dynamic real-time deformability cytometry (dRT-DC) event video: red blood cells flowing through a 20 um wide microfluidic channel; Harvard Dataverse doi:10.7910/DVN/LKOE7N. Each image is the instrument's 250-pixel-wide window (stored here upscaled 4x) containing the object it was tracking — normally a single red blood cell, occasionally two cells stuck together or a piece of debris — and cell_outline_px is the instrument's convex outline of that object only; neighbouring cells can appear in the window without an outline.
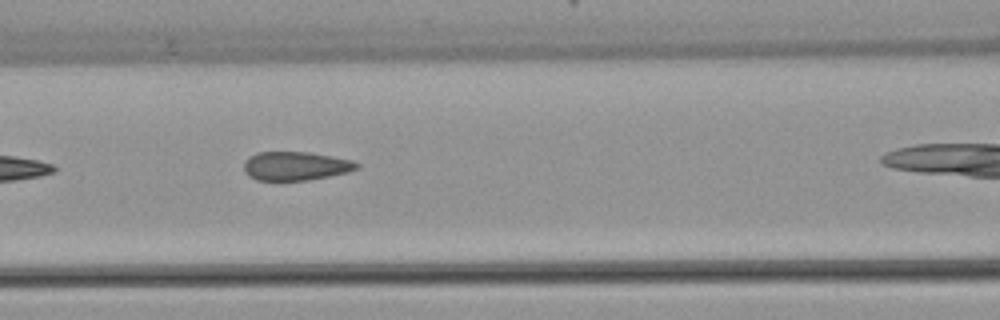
{"species": "common noctule bat (a hibernating species)", "species_latin": "Nyctalus noctula", "temperature_condition": "warm", "stored_images_in_passage": 7, "camera_frame_rate_fps": 3000, "um_per_image_px": 0.085, "animal": {"sex": "female", "body_mass_g": 22.7, "forearm_length_mm": 54.2}, "frame": {"image": 1, "passage_image": 4, "time_ms": 4.667, "image_size_px": [1000, 320], "cell_outline_px": [[360, 164], [356, 168], [348, 172], [308, 180], [256, 180], [248, 176], [244, 172], [244, 160], [248, 156], [256, 152], [308, 152], [332, 156], [352, 160]], "centroid_in_image_um": [25.07, 14.1], "position_along_channel_um": 141.5, "area_um2": 18.96}}